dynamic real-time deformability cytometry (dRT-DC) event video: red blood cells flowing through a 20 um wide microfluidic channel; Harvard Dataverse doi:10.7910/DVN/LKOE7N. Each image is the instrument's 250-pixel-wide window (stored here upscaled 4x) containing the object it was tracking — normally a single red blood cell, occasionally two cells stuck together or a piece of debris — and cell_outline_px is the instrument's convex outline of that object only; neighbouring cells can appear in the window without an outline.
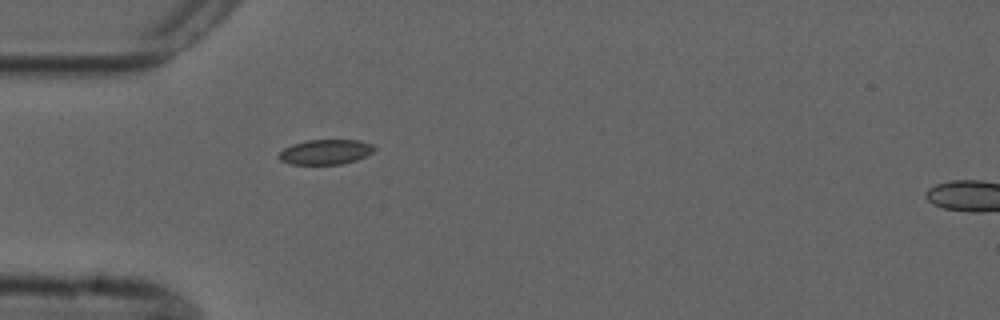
{"species": "common noctule bat (a hibernating species)", "species_latin": "Nyctalus noctula", "temperature_condition": "cold", "stored_images_in_passage": 6, "camera_frame_rate_fps": 3000, "um_per_image_px": 0.085, "animal": {"sex": "male", "forearm_length_mm": 52.5}, "frame": {"image": 1, "passage_image": 5, "time_ms": 4.667, "image_size_px": [1000, 320], "cell_outline_px": [[376, 148], [372, 152], [356, 160], [340, 164], [288, 164], [280, 160], [276, 156], [284, 148], [292, 144], [308, 140], [360, 140], [372, 144]], "centroid_in_image_um": [27.64, 12.91], "position_along_channel_um": 57.4, "area_um2": 13.87}}